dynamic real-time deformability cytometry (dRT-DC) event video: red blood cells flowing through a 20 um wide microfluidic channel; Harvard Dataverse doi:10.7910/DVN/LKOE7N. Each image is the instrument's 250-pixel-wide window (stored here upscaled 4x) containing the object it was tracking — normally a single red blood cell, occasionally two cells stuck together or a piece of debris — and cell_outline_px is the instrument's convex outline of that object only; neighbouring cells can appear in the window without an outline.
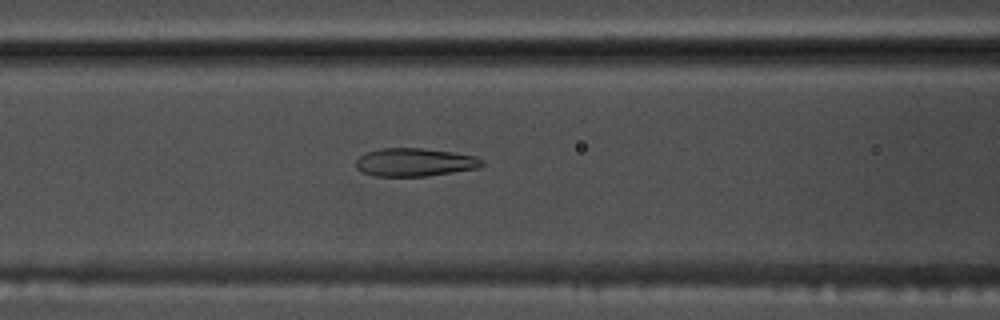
{"species": "common noctule bat (a hibernating species)", "species_latin": "Nyctalus noctula", "temperature_condition": "warm", "stored_images_in_passage": 40, "camera_frame_rate_fps": 3000, "um_per_image_px": 0.085, "animal": {"sex": "male", "body_mass_g": 17.5, "forearm_length_mm": 52.3}, "frame": {"image": 1, "passage_image": 8, "time_ms": 2.333, "image_size_px": [1000, 320], "cell_outline_px": [[484, 164], [476, 168], [428, 176], [376, 176], [364, 172], [356, 168], [356, 160], [364, 152], [380, 148], [424, 148], [452, 152], [476, 156], [484, 160]], "centroid_in_image_um": [35.24, 13.78], "position_along_channel_um": 131.4, "area_um2": 20.69}}
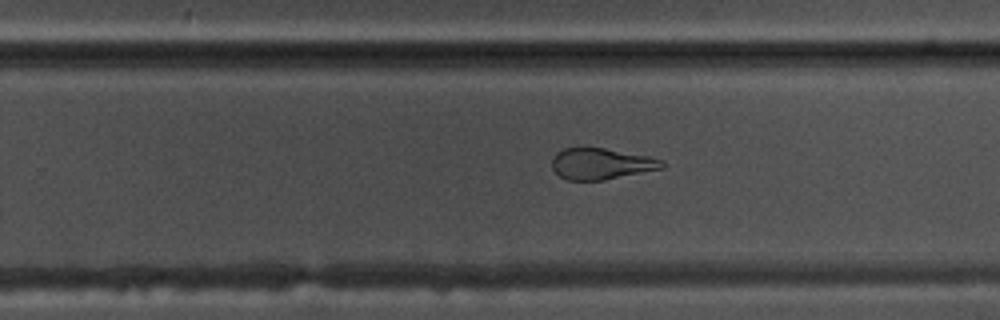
{"frame": {"image": 2, "passage_image": 20, "time_ms": 6.333, "image_size_px": [1000, 320], "cell_outline_px": [[664, 168], [604, 180], [568, 180], [560, 176], [552, 168], [552, 156], [556, 152], [564, 148], [584, 144], [648, 156], [664, 160]], "centroid_in_image_um": [51.06, 13.88], "position_along_channel_um": 278.7, "area_um2": 20.63}}
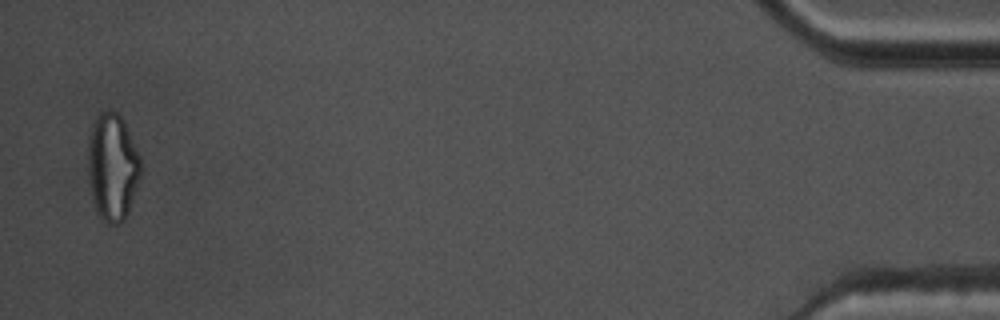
{"frame": {"image": 3, "passage_image": 39, "time_ms": 12.667, "image_size_px": [1000, 320], "cell_outline_px": [[140, 176], [128, 212], [124, 220], [120, 224], [108, 224], [100, 216], [92, 200], [88, 172], [88, 136], [92, 124], [100, 112], [116, 112], [124, 120], [140, 160]], "centroid_in_image_um": [9.54, 14.2], "position_along_channel_um": 425.7, "area_um2": 32.6}, "authors_computed_cell_mechanics": {"area_um2": 21.8195, "velocity_mm_per_s": 3.6923, "shape_relaxation_time_tau1_ms": null, "shape_relaxation_time_tau2_ms": 1.7461, "deformation_change_tau1": null, "deformation_change_tau2": 0.0901}}